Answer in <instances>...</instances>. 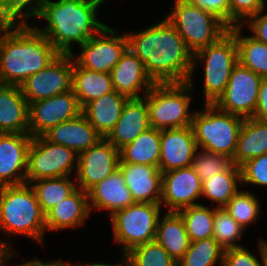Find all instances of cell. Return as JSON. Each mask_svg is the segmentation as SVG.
<instances>
[{
    "label": "cell",
    "mask_w": 267,
    "mask_h": 266,
    "mask_svg": "<svg viewBox=\"0 0 267 266\" xmlns=\"http://www.w3.org/2000/svg\"><path fill=\"white\" fill-rule=\"evenodd\" d=\"M194 111L192 128L198 149L224 154L233 159L244 118L204 104Z\"/></svg>",
    "instance_id": "cell-6"
},
{
    "label": "cell",
    "mask_w": 267,
    "mask_h": 266,
    "mask_svg": "<svg viewBox=\"0 0 267 266\" xmlns=\"http://www.w3.org/2000/svg\"><path fill=\"white\" fill-rule=\"evenodd\" d=\"M224 248L213 237L190 242L189 249L177 262L178 266H223Z\"/></svg>",
    "instance_id": "cell-35"
},
{
    "label": "cell",
    "mask_w": 267,
    "mask_h": 266,
    "mask_svg": "<svg viewBox=\"0 0 267 266\" xmlns=\"http://www.w3.org/2000/svg\"><path fill=\"white\" fill-rule=\"evenodd\" d=\"M244 230L224 207H215L213 239L224 250L241 247L237 240L242 237Z\"/></svg>",
    "instance_id": "cell-38"
},
{
    "label": "cell",
    "mask_w": 267,
    "mask_h": 266,
    "mask_svg": "<svg viewBox=\"0 0 267 266\" xmlns=\"http://www.w3.org/2000/svg\"><path fill=\"white\" fill-rule=\"evenodd\" d=\"M182 216L191 242L213 237L215 207L202 204L189 206L178 211Z\"/></svg>",
    "instance_id": "cell-34"
},
{
    "label": "cell",
    "mask_w": 267,
    "mask_h": 266,
    "mask_svg": "<svg viewBox=\"0 0 267 266\" xmlns=\"http://www.w3.org/2000/svg\"><path fill=\"white\" fill-rule=\"evenodd\" d=\"M71 180L70 176H65L29 182L45 214L78 188L77 183Z\"/></svg>",
    "instance_id": "cell-33"
},
{
    "label": "cell",
    "mask_w": 267,
    "mask_h": 266,
    "mask_svg": "<svg viewBox=\"0 0 267 266\" xmlns=\"http://www.w3.org/2000/svg\"><path fill=\"white\" fill-rule=\"evenodd\" d=\"M202 194V181L192 166L182 167L162 173L161 206L167 211L198 205L197 199Z\"/></svg>",
    "instance_id": "cell-16"
},
{
    "label": "cell",
    "mask_w": 267,
    "mask_h": 266,
    "mask_svg": "<svg viewBox=\"0 0 267 266\" xmlns=\"http://www.w3.org/2000/svg\"><path fill=\"white\" fill-rule=\"evenodd\" d=\"M119 150L106 138L78 154L77 187L88 192L119 168Z\"/></svg>",
    "instance_id": "cell-15"
},
{
    "label": "cell",
    "mask_w": 267,
    "mask_h": 266,
    "mask_svg": "<svg viewBox=\"0 0 267 266\" xmlns=\"http://www.w3.org/2000/svg\"><path fill=\"white\" fill-rule=\"evenodd\" d=\"M229 31L236 39L238 62L262 78H267V44L251 35H241L242 26L231 27Z\"/></svg>",
    "instance_id": "cell-31"
},
{
    "label": "cell",
    "mask_w": 267,
    "mask_h": 266,
    "mask_svg": "<svg viewBox=\"0 0 267 266\" xmlns=\"http://www.w3.org/2000/svg\"><path fill=\"white\" fill-rule=\"evenodd\" d=\"M96 1L100 2L101 4H102L103 2H105V0H96ZM106 1H107V0H106Z\"/></svg>",
    "instance_id": "cell-51"
},
{
    "label": "cell",
    "mask_w": 267,
    "mask_h": 266,
    "mask_svg": "<svg viewBox=\"0 0 267 266\" xmlns=\"http://www.w3.org/2000/svg\"><path fill=\"white\" fill-rule=\"evenodd\" d=\"M258 249L261 262L244 246L226 249L223 266H263V239L259 240Z\"/></svg>",
    "instance_id": "cell-43"
},
{
    "label": "cell",
    "mask_w": 267,
    "mask_h": 266,
    "mask_svg": "<svg viewBox=\"0 0 267 266\" xmlns=\"http://www.w3.org/2000/svg\"><path fill=\"white\" fill-rule=\"evenodd\" d=\"M29 133H0V187L26 183Z\"/></svg>",
    "instance_id": "cell-17"
},
{
    "label": "cell",
    "mask_w": 267,
    "mask_h": 266,
    "mask_svg": "<svg viewBox=\"0 0 267 266\" xmlns=\"http://www.w3.org/2000/svg\"><path fill=\"white\" fill-rule=\"evenodd\" d=\"M130 98L113 90L87 103L82 113L96 131L105 138L119 120Z\"/></svg>",
    "instance_id": "cell-26"
},
{
    "label": "cell",
    "mask_w": 267,
    "mask_h": 266,
    "mask_svg": "<svg viewBox=\"0 0 267 266\" xmlns=\"http://www.w3.org/2000/svg\"><path fill=\"white\" fill-rule=\"evenodd\" d=\"M193 68L189 80L193 79L196 65L200 62L204 70L205 104H213L224 92L234 66L238 63L235 36L228 31L216 43L193 55Z\"/></svg>",
    "instance_id": "cell-8"
},
{
    "label": "cell",
    "mask_w": 267,
    "mask_h": 266,
    "mask_svg": "<svg viewBox=\"0 0 267 266\" xmlns=\"http://www.w3.org/2000/svg\"><path fill=\"white\" fill-rule=\"evenodd\" d=\"M78 154L44 136L33 137L28 149L26 183L34 180L72 176L77 171ZM75 163V164H74Z\"/></svg>",
    "instance_id": "cell-10"
},
{
    "label": "cell",
    "mask_w": 267,
    "mask_h": 266,
    "mask_svg": "<svg viewBox=\"0 0 267 266\" xmlns=\"http://www.w3.org/2000/svg\"><path fill=\"white\" fill-rule=\"evenodd\" d=\"M72 90L83 108L90 101L112 92L110 73L97 72L80 67L73 59Z\"/></svg>",
    "instance_id": "cell-29"
},
{
    "label": "cell",
    "mask_w": 267,
    "mask_h": 266,
    "mask_svg": "<svg viewBox=\"0 0 267 266\" xmlns=\"http://www.w3.org/2000/svg\"><path fill=\"white\" fill-rule=\"evenodd\" d=\"M162 218L159 217L158 220L155 241L178 262L189 249L191 242L184 220L176 211H167Z\"/></svg>",
    "instance_id": "cell-27"
},
{
    "label": "cell",
    "mask_w": 267,
    "mask_h": 266,
    "mask_svg": "<svg viewBox=\"0 0 267 266\" xmlns=\"http://www.w3.org/2000/svg\"><path fill=\"white\" fill-rule=\"evenodd\" d=\"M192 80L180 83H155L143 97L147 102L152 128L165 130L192 126L194 112H189Z\"/></svg>",
    "instance_id": "cell-5"
},
{
    "label": "cell",
    "mask_w": 267,
    "mask_h": 266,
    "mask_svg": "<svg viewBox=\"0 0 267 266\" xmlns=\"http://www.w3.org/2000/svg\"><path fill=\"white\" fill-rule=\"evenodd\" d=\"M134 202H161L162 172L157 166L119 163Z\"/></svg>",
    "instance_id": "cell-20"
},
{
    "label": "cell",
    "mask_w": 267,
    "mask_h": 266,
    "mask_svg": "<svg viewBox=\"0 0 267 266\" xmlns=\"http://www.w3.org/2000/svg\"><path fill=\"white\" fill-rule=\"evenodd\" d=\"M28 112L20 86L0 84V133H29Z\"/></svg>",
    "instance_id": "cell-24"
},
{
    "label": "cell",
    "mask_w": 267,
    "mask_h": 266,
    "mask_svg": "<svg viewBox=\"0 0 267 266\" xmlns=\"http://www.w3.org/2000/svg\"><path fill=\"white\" fill-rule=\"evenodd\" d=\"M207 12H210L222 20L230 28L229 0H187Z\"/></svg>",
    "instance_id": "cell-44"
},
{
    "label": "cell",
    "mask_w": 267,
    "mask_h": 266,
    "mask_svg": "<svg viewBox=\"0 0 267 266\" xmlns=\"http://www.w3.org/2000/svg\"><path fill=\"white\" fill-rule=\"evenodd\" d=\"M261 80V76L238 62L224 92L213 104L222 111L243 118L253 117Z\"/></svg>",
    "instance_id": "cell-12"
},
{
    "label": "cell",
    "mask_w": 267,
    "mask_h": 266,
    "mask_svg": "<svg viewBox=\"0 0 267 266\" xmlns=\"http://www.w3.org/2000/svg\"><path fill=\"white\" fill-rule=\"evenodd\" d=\"M43 136L49 142L68 147L76 154L87 150L103 138L83 113L51 128Z\"/></svg>",
    "instance_id": "cell-22"
},
{
    "label": "cell",
    "mask_w": 267,
    "mask_h": 266,
    "mask_svg": "<svg viewBox=\"0 0 267 266\" xmlns=\"http://www.w3.org/2000/svg\"><path fill=\"white\" fill-rule=\"evenodd\" d=\"M230 28L243 26L246 21L261 11H265L266 4L261 0H229Z\"/></svg>",
    "instance_id": "cell-42"
},
{
    "label": "cell",
    "mask_w": 267,
    "mask_h": 266,
    "mask_svg": "<svg viewBox=\"0 0 267 266\" xmlns=\"http://www.w3.org/2000/svg\"><path fill=\"white\" fill-rule=\"evenodd\" d=\"M14 252V254H13ZM16 254V251H6L5 254H4V257H3V260H2V263H1V266H5L8 262V260H10L13 256H15ZM17 265H13V266H68V263L66 262H63L61 260H58L54 262V260L51 262H43L41 260H38L36 259V257H34V259L30 260V261H27L26 263H22V264H19L16 263ZM8 266V265H6ZM12 266V265H10Z\"/></svg>",
    "instance_id": "cell-47"
},
{
    "label": "cell",
    "mask_w": 267,
    "mask_h": 266,
    "mask_svg": "<svg viewBox=\"0 0 267 266\" xmlns=\"http://www.w3.org/2000/svg\"><path fill=\"white\" fill-rule=\"evenodd\" d=\"M11 248L13 247L11 246L9 241L7 242V241H3L0 239V266H1L5 252L13 250Z\"/></svg>",
    "instance_id": "cell-48"
},
{
    "label": "cell",
    "mask_w": 267,
    "mask_h": 266,
    "mask_svg": "<svg viewBox=\"0 0 267 266\" xmlns=\"http://www.w3.org/2000/svg\"><path fill=\"white\" fill-rule=\"evenodd\" d=\"M198 147L192 126L160 130L159 170H170L188 167Z\"/></svg>",
    "instance_id": "cell-18"
},
{
    "label": "cell",
    "mask_w": 267,
    "mask_h": 266,
    "mask_svg": "<svg viewBox=\"0 0 267 266\" xmlns=\"http://www.w3.org/2000/svg\"><path fill=\"white\" fill-rule=\"evenodd\" d=\"M110 75L113 89L129 98H143L155 84L146 73L144 64L129 48L122 54Z\"/></svg>",
    "instance_id": "cell-19"
},
{
    "label": "cell",
    "mask_w": 267,
    "mask_h": 266,
    "mask_svg": "<svg viewBox=\"0 0 267 266\" xmlns=\"http://www.w3.org/2000/svg\"><path fill=\"white\" fill-rule=\"evenodd\" d=\"M123 257L126 258V266H178L155 240L132 248Z\"/></svg>",
    "instance_id": "cell-36"
},
{
    "label": "cell",
    "mask_w": 267,
    "mask_h": 266,
    "mask_svg": "<svg viewBox=\"0 0 267 266\" xmlns=\"http://www.w3.org/2000/svg\"><path fill=\"white\" fill-rule=\"evenodd\" d=\"M82 113L73 90L29 103V134L43 136L51 128Z\"/></svg>",
    "instance_id": "cell-14"
},
{
    "label": "cell",
    "mask_w": 267,
    "mask_h": 266,
    "mask_svg": "<svg viewBox=\"0 0 267 266\" xmlns=\"http://www.w3.org/2000/svg\"><path fill=\"white\" fill-rule=\"evenodd\" d=\"M28 22L0 23V84L20 86L60 53Z\"/></svg>",
    "instance_id": "cell-2"
},
{
    "label": "cell",
    "mask_w": 267,
    "mask_h": 266,
    "mask_svg": "<svg viewBox=\"0 0 267 266\" xmlns=\"http://www.w3.org/2000/svg\"><path fill=\"white\" fill-rule=\"evenodd\" d=\"M0 230L44 241L45 213L29 183L0 187Z\"/></svg>",
    "instance_id": "cell-4"
},
{
    "label": "cell",
    "mask_w": 267,
    "mask_h": 266,
    "mask_svg": "<svg viewBox=\"0 0 267 266\" xmlns=\"http://www.w3.org/2000/svg\"><path fill=\"white\" fill-rule=\"evenodd\" d=\"M39 4L40 0H0V23L26 22L37 15Z\"/></svg>",
    "instance_id": "cell-40"
},
{
    "label": "cell",
    "mask_w": 267,
    "mask_h": 266,
    "mask_svg": "<svg viewBox=\"0 0 267 266\" xmlns=\"http://www.w3.org/2000/svg\"><path fill=\"white\" fill-rule=\"evenodd\" d=\"M267 153V122L253 117L244 118L239 131L233 164L240 166L247 160Z\"/></svg>",
    "instance_id": "cell-28"
},
{
    "label": "cell",
    "mask_w": 267,
    "mask_h": 266,
    "mask_svg": "<svg viewBox=\"0 0 267 266\" xmlns=\"http://www.w3.org/2000/svg\"><path fill=\"white\" fill-rule=\"evenodd\" d=\"M123 261H125L124 262V264H120V263H118V264H104V263H84V265H83V263L82 264H76V265H74V264H70V263H68V266H126V258L124 259H122Z\"/></svg>",
    "instance_id": "cell-49"
},
{
    "label": "cell",
    "mask_w": 267,
    "mask_h": 266,
    "mask_svg": "<svg viewBox=\"0 0 267 266\" xmlns=\"http://www.w3.org/2000/svg\"><path fill=\"white\" fill-rule=\"evenodd\" d=\"M87 193L90 210L104 209L110 211V216L135 203L120 168L92 187Z\"/></svg>",
    "instance_id": "cell-23"
},
{
    "label": "cell",
    "mask_w": 267,
    "mask_h": 266,
    "mask_svg": "<svg viewBox=\"0 0 267 266\" xmlns=\"http://www.w3.org/2000/svg\"><path fill=\"white\" fill-rule=\"evenodd\" d=\"M264 11L257 13L256 15L250 17L247 22L253 36L256 40L267 44V13ZM263 13V14H262Z\"/></svg>",
    "instance_id": "cell-45"
},
{
    "label": "cell",
    "mask_w": 267,
    "mask_h": 266,
    "mask_svg": "<svg viewBox=\"0 0 267 266\" xmlns=\"http://www.w3.org/2000/svg\"><path fill=\"white\" fill-rule=\"evenodd\" d=\"M150 127L146 100L130 98L124 105L116 125L105 138L119 150Z\"/></svg>",
    "instance_id": "cell-21"
},
{
    "label": "cell",
    "mask_w": 267,
    "mask_h": 266,
    "mask_svg": "<svg viewBox=\"0 0 267 266\" xmlns=\"http://www.w3.org/2000/svg\"><path fill=\"white\" fill-rule=\"evenodd\" d=\"M79 56L71 54L74 61L85 69L110 73L128 48L127 34L117 35L107 24L95 37L79 46Z\"/></svg>",
    "instance_id": "cell-11"
},
{
    "label": "cell",
    "mask_w": 267,
    "mask_h": 266,
    "mask_svg": "<svg viewBox=\"0 0 267 266\" xmlns=\"http://www.w3.org/2000/svg\"><path fill=\"white\" fill-rule=\"evenodd\" d=\"M73 57L60 54L46 68L32 74L21 85L28 103L47 99L72 90Z\"/></svg>",
    "instance_id": "cell-13"
},
{
    "label": "cell",
    "mask_w": 267,
    "mask_h": 266,
    "mask_svg": "<svg viewBox=\"0 0 267 266\" xmlns=\"http://www.w3.org/2000/svg\"><path fill=\"white\" fill-rule=\"evenodd\" d=\"M255 194L250 191H238L224 207L232 218L244 229L256 222L260 212L261 204Z\"/></svg>",
    "instance_id": "cell-37"
},
{
    "label": "cell",
    "mask_w": 267,
    "mask_h": 266,
    "mask_svg": "<svg viewBox=\"0 0 267 266\" xmlns=\"http://www.w3.org/2000/svg\"><path fill=\"white\" fill-rule=\"evenodd\" d=\"M174 3V8L165 18L177 30L193 55L216 43L229 31V27L217 16L187 0H175Z\"/></svg>",
    "instance_id": "cell-7"
},
{
    "label": "cell",
    "mask_w": 267,
    "mask_h": 266,
    "mask_svg": "<svg viewBox=\"0 0 267 266\" xmlns=\"http://www.w3.org/2000/svg\"><path fill=\"white\" fill-rule=\"evenodd\" d=\"M126 34L128 48L144 64L154 83L188 82L193 54L166 18L140 32Z\"/></svg>",
    "instance_id": "cell-1"
},
{
    "label": "cell",
    "mask_w": 267,
    "mask_h": 266,
    "mask_svg": "<svg viewBox=\"0 0 267 266\" xmlns=\"http://www.w3.org/2000/svg\"><path fill=\"white\" fill-rule=\"evenodd\" d=\"M241 184L240 167L233 164L227 171L217 173L202 183L201 197L217 203V208L225 207L228 201L239 191Z\"/></svg>",
    "instance_id": "cell-32"
},
{
    "label": "cell",
    "mask_w": 267,
    "mask_h": 266,
    "mask_svg": "<svg viewBox=\"0 0 267 266\" xmlns=\"http://www.w3.org/2000/svg\"><path fill=\"white\" fill-rule=\"evenodd\" d=\"M120 163L157 166L160 160V130L150 127L119 149Z\"/></svg>",
    "instance_id": "cell-30"
},
{
    "label": "cell",
    "mask_w": 267,
    "mask_h": 266,
    "mask_svg": "<svg viewBox=\"0 0 267 266\" xmlns=\"http://www.w3.org/2000/svg\"><path fill=\"white\" fill-rule=\"evenodd\" d=\"M241 185L267 186V153L245 161L240 166Z\"/></svg>",
    "instance_id": "cell-41"
},
{
    "label": "cell",
    "mask_w": 267,
    "mask_h": 266,
    "mask_svg": "<svg viewBox=\"0 0 267 266\" xmlns=\"http://www.w3.org/2000/svg\"><path fill=\"white\" fill-rule=\"evenodd\" d=\"M253 118L267 122V78H262L260 82L258 100Z\"/></svg>",
    "instance_id": "cell-46"
},
{
    "label": "cell",
    "mask_w": 267,
    "mask_h": 266,
    "mask_svg": "<svg viewBox=\"0 0 267 266\" xmlns=\"http://www.w3.org/2000/svg\"><path fill=\"white\" fill-rule=\"evenodd\" d=\"M263 266H267V241L263 240Z\"/></svg>",
    "instance_id": "cell-50"
},
{
    "label": "cell",
    "mask_w": 267,
    "mask_h": 266,
    "mask_svg": "<svg viewBox=\"0 0 267 266\" xmlns=\"http://www.w3.org/2000/svg\"><path fill=\"white\" fill-rule=\"evenodd\" d=\"M161 204L137 203L114 212L111 217L113 240L123 255L132 248L155 240Z\"/></svg>",
    "instance_id": "cell-9"
},
{
    "label": "cell",
    "mask_w": 267,
    "mask_h": 266,
    "mask_svg": "<svg viewBox=\"0 0 267 266\" xmlns=\"http://www.w3.org/2000/svg\"><path fill=\"white\" fill-rule=\"evenodd\" d=\"M100 5L96 0H40L34 18H42L47 25L35 28L60 54H72V45L80 46L93 39L104 27L97 19Z\"/></svg>",
    "instance_id": "cell-3"
},
{
    "label": "cell",
    "mask_w": 267,
    "mask_h": 266,
    "mask_svg": "<svg viewBox=\"0 0 267 266\" xmlns=\"http://www.w3.org/2000/svg\"><path fill=\"white\" fill-rule=\"evenodd\" d=\"M232 165V158L227 155L197 149L191 166L203 183L217 173L227 171Z\"/></svg>",
    "instance_id": "cell-39"
},
{
    "label": "cell",
    "mask_w": 267,
    "mask_h": 266,
    "mask_svg": "<svg viewBox=\"0 0 267 266\" xmlns=\"http://www.w3.org/2000/svg\"><path fill=\"white\" fill-rule=\"evenodd\" d=\"M90 212L88 193L77 188L45 214L46 230L58 231L83 226Z\"/></svg>",
    "instance_id": "cell-25"
}]
</instances>
